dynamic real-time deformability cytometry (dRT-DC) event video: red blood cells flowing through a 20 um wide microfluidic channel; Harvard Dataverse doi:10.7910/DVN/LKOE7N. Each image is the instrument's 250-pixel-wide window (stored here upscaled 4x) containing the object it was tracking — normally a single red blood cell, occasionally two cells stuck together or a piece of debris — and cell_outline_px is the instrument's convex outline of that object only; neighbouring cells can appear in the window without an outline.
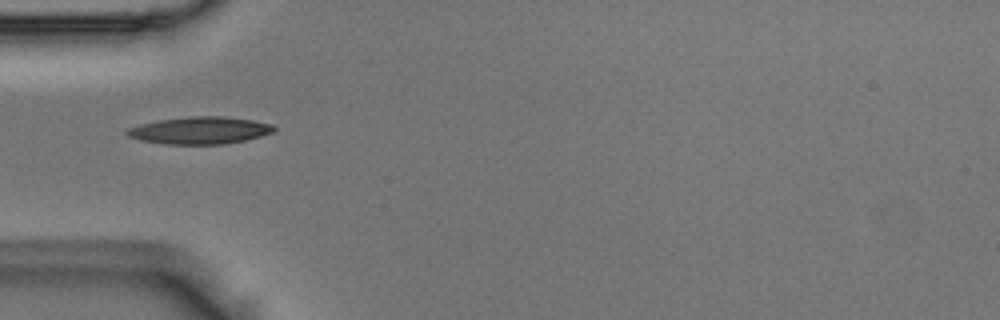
{"species": "Egyptian fruit bat (a non-hibernating species)", "species_latin": "Rousettus aegyptiacus", "temperature_condition": "room temperature", "stored_images_in_passage": 11, "camera_frame_rate_fps": 3000, "um_per_image_px": 0.085, "animal": {"sex": "male"}, "frame": {"image": 1, "passage_image": 1, "time_ms": 0.0, "image_size_px": [1000, 320], "cell_outline_px": [[276, 128], [272, 132], [260, 136], [244, 140], [224, 144], [164, 144], [140, 140], [128, 136], [124, 132], [128, 128], [140, 124], [160, 120], [188, 116], [220, 116], [252, 120], [272, 124]], "centroid_in_image_um": [16.96, 11.08], "position_along_channel_um": 68.0, "area_um2": 23.18}}
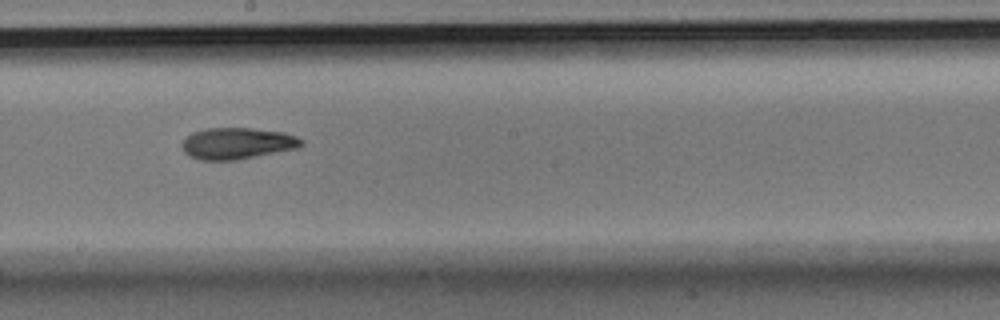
{"frame": {"image": 2, "passage_image": 5, "time_ms": 1.333, "image_size_px": [1000, 320], "cell_outline_px": [[304, 144], [300, 148], [236, 160], [200, 160], [188, 156], [184, 152], [180, 144], [192, 132], [204, 128], [252, 128], [284, 132], [296, 136], [304, 140]], "centroid_in_image_um": [20.18, 12.19], "position_along_channel_um": 228.0, "area_um2": 22.2}}
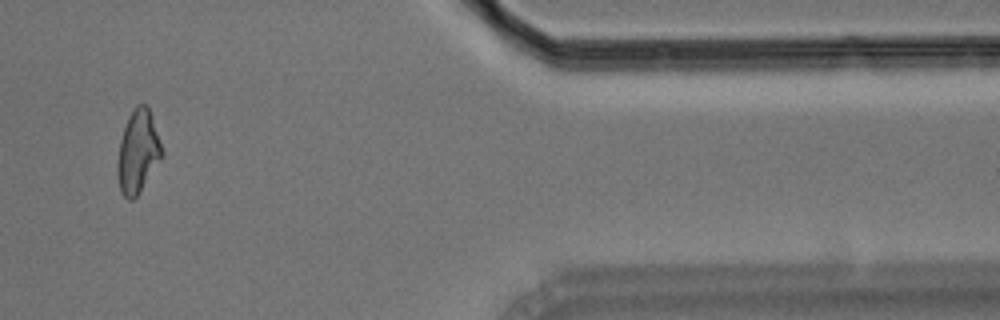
{"frame": {"image": 3, "passage_image": 9, "time_ms": 2.667, "image_size_px": [1000, 320], "cell_outline_px": [[164, 156], [136, 196], [132, 200], [128, 200], [120, 192], [116, 172], [116, 164], [120, 140], [128, 116], [132, 108], [136, 104], [144, 104], [148, 108], [152, 116], [164, 152]], "centroid_in_image_um": [11.71, 12.89], "position_along_channel_um": 399.7, "area_um2": 21.68}}